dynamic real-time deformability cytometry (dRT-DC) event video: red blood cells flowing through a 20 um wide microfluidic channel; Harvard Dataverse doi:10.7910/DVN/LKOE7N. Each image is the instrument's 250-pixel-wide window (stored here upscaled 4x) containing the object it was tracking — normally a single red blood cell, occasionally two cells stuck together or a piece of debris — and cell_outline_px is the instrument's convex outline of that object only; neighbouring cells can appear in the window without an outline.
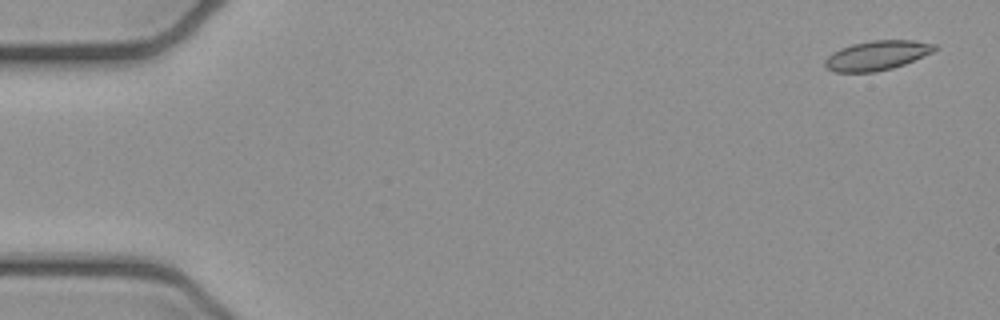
{"species": "common noctule bat (a hibernating species)", "species_latin": "Nyctalus noctula", "temperature_condition": "cold", "stored_images_in_passage": 4, "camera_frame_rate_fps": 3000, "um_per_image_px": 0.085, "animal": {"sex": "female", "body_mass_g": 21.9}, "frame": {"image": 1, "passage_image": 1, "time_ms": 0.0, "image_size_px": [1000, 320], "cell_outline_px": [[940, 48], [932, 52], [904, 64], [892, 68], [876, 72], [836, 72], [828, 68], [824, 64], [824, 60], [832, 52], [840, 48], [852, 44], [872, 40], [916, 40], [936, 44]], "centroid_in_image_um": [74.56, 4.7], "position_along_channel_um": 10.4, "area_um2": 18.9}}
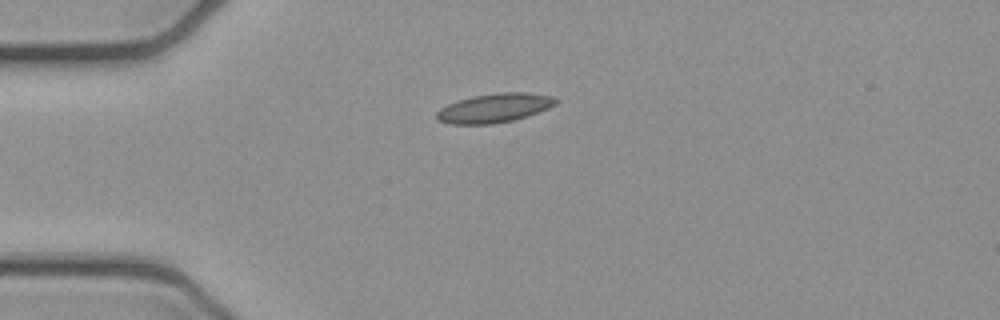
{"frame": {"image": 2, "passage_image": 4, "time_ms": 1.0, "image_size_px": [1000, 320], "cell_outline_px": [[560, 100], [556, 104], [548, 108], [512, 120], [492, 124], [452, 124], [436, 120], [436, 112], [440, 108], [448, 104], [472, 96], [500, 92], [528, 92], [552, 96]], "centroid_in_image_um": [42.01, 9.17], "position_along_channel_um": 43.0, "area_um2": 20.06}}